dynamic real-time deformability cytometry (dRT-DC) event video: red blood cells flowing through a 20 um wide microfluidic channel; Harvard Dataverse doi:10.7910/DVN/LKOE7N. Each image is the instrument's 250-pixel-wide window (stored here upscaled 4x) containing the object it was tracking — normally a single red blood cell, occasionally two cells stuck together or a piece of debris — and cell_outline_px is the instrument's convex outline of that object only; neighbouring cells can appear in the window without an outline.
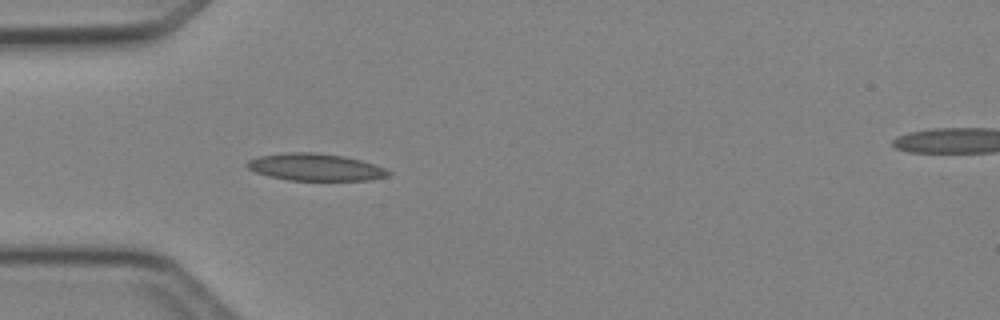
{"species": "Egyptian fruit bat (a non-hibernating species)", "species_latin": "Rousettus aegyptiacus", "temperature_condition": "cold", "stored_images_in_passage": 6, "segment_of_instrument_passage": [1, 2], "camera_frame_rate_fps": 3000, "um_per_image_px": 0.085, "animal": {"sex": "female"}, "frame": {"image": 1, "passage_image": 5, "time_ms": 4.667, "image_size_px": [1000, 320], "cell_outline_px": [[392, 172], [388, 176], [368, 180], [288, 180], [268, 176], [256, 172], [248, 168], [244, 164], [248, 160], [256, 156], [288, 152], [316, 152], [344, 156], [360, 160], [384, 168]], "centroid_in_image_um": [26.75, 14.2], "position_along_channel_um": 58.2, "area_um2": 22.37}}